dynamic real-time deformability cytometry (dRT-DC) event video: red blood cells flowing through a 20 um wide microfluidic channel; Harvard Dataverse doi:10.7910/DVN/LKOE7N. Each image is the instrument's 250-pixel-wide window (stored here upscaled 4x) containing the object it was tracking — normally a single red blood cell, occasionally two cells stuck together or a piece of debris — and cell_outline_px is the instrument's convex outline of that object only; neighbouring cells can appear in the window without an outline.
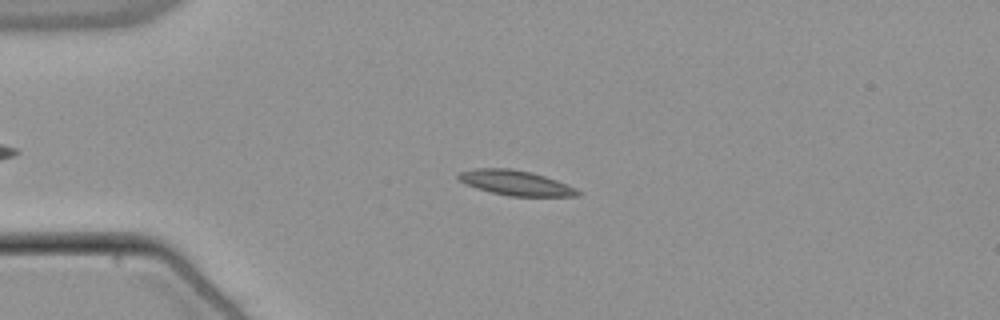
{"species": "common noctule bat (a hibernating species)", "species_latin": "Nyctalus noctula", "temperature_condition": "warm", "stored_images_in_passage": 46, "camera_frame_rate_fps": 3000, "um_per_image_px": 0.085, "animal": {"sex": "male", "body_mass_g": 21.5, "forearm_length_mm": 52.0}, "frame": {"image": 1, "passage_image": 13, "time_ms": 4.0, "image_size_px": [1000, 320], "cell_outline_px": [[584, 192], [580, 196], [508, 196], [476, 188], [464, 184], [456, 180], [456, 176], [460, 172], [476, 168], [512, 168], [532, 172], [556, 180], [576, 188]], "centroid_in_image_um": [43.82, 15.54], "position_along_channel_um": 41.2, "area_um2": 17.57}}
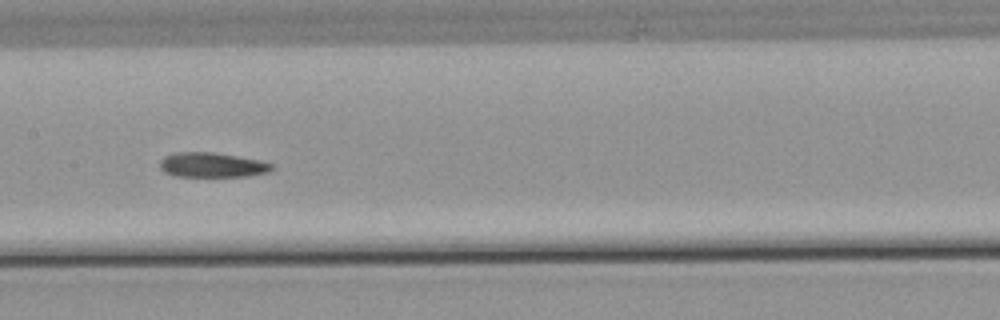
{"frame": {"image": 2, "passage_image": 27, "time_ms": 8.667, "image_size_px": [1000, 320], "cell_outline_px": [[276, 168], [268, 172], [248, 176], [172, 176], [164, 172], [160, 168], [160, 160], [164, 156], [176, 152], [216, 152], [260, 160], [272, 164]], "centroid_in_image_um": [18.03, 14.01], "position_along_channel_um": 189.4, "area_um2": 16.3}}
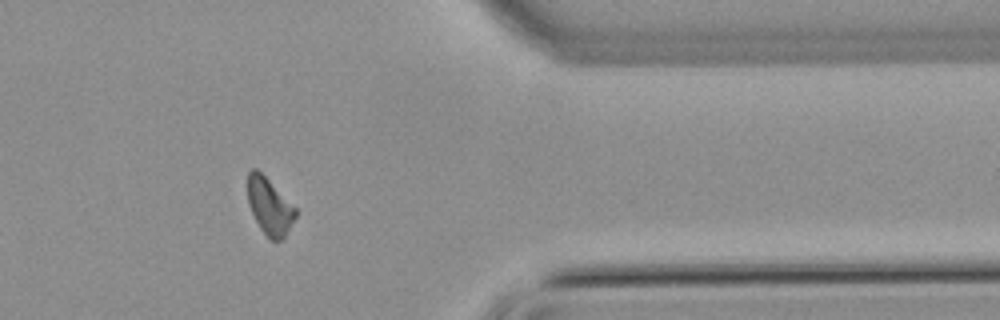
{"frame": {"image": 3, "passage_image": 44, "time_ms": 14.333, "image_size_px": [1000, 320], "cell_outline_px": [[296, 216], [284, 236], [280, 240], [272, 240], [260, 228], [248, 204], [248, 172], [252, 168], [256, 168], [296, 208]], "centroid_in_image_um": [22.89, 17.52], "position_along_channel_um": 388.5, "area_um2": 15.26}}